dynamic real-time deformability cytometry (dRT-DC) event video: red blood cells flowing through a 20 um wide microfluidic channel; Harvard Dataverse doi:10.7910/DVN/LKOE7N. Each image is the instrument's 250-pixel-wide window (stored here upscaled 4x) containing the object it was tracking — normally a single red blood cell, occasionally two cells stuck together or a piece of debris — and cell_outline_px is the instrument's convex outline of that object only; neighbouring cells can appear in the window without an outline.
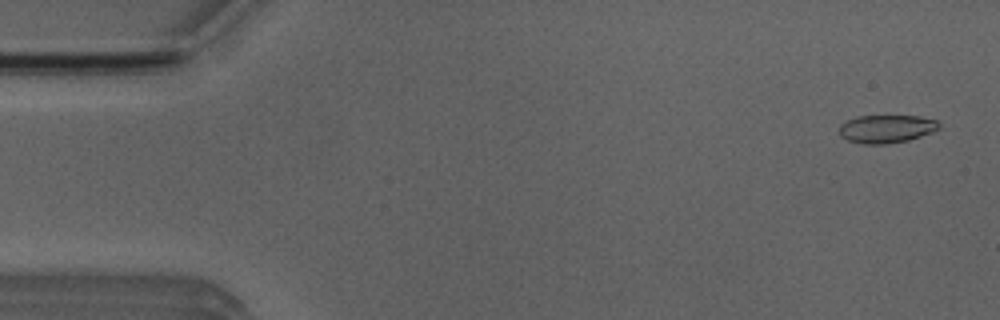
{"species": "Egyptian fruit bat (a non-hibernating species)", "species_latin": "Rousettus aegyptiacus", "temperature_condition": "room temperature", "stored_images_in_passage": 52, "camera_frame_rate_fps": 3000, "um_per_image_px": 0.085, "animal": {"sex": "male"}, "frame": {"image": 1, "passage_image": 2, "time_ms": 0.333, "image_size_px": [1000, 320], "cell_outline_px": [[940, 128], [932, 132], [908, 140], [884, 144], [864, 144], [848, 140], [840, 136], [840, 124], [856, 116], [920, 116], [936, 120], [940, 124]], "centroid_in_image_um": [75.35, 10.94], "position_along_channel_um": 9.7, "area_um2": 16.24}}
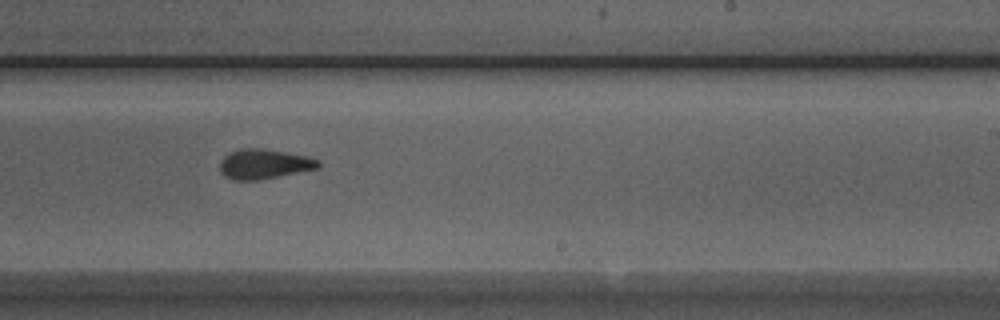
{"frame": {"image": 2, "passage_image": 31, "time_ms": 10.0, "image_size_px": [1000, 320], "cell_outline_px": [[320, 168], [256, 180], [232, 180], [224, 176], [220, 172], [220, 160], [228, 152], [244, 148], [260, 148], [308, 156], [320, 160]], "centroid_in_image_um": [22.43, 13.94], "position_along_channel_um": 266.6, "area_um2": 17.11}}
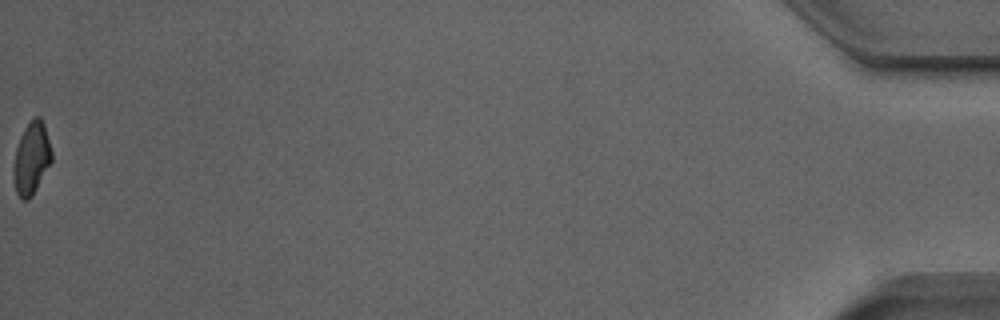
{"frame": {"image": 3, "passage_image": 52, "time_ms": 17.0, "image_size_px": [1000, 320], "cell_outline_px": [[52, 160], [32, 196], [28, 200], [24, 200], [16, 192], [12, 172], [16, 148], [20, 136], [24, 128], [36, 116], [40, 116], [44, 124], [52, 152]], "centroid_in_image_um": [2.67, 13.46], "position_along_channel_um": 432.5, "area_um2": 15.9}, "authors_computed_cell_mechanics": {"area_um2": 16.9354, "velocity_mm_per_s": 3.941, "shape_relaxation_time_tau1_ms": 9.7793, "shape_relaxation_time_tau2_ms": 2.4704, "deformation_change_tau1": 0.2185, "deformation_change_tau2": 0.0903}}